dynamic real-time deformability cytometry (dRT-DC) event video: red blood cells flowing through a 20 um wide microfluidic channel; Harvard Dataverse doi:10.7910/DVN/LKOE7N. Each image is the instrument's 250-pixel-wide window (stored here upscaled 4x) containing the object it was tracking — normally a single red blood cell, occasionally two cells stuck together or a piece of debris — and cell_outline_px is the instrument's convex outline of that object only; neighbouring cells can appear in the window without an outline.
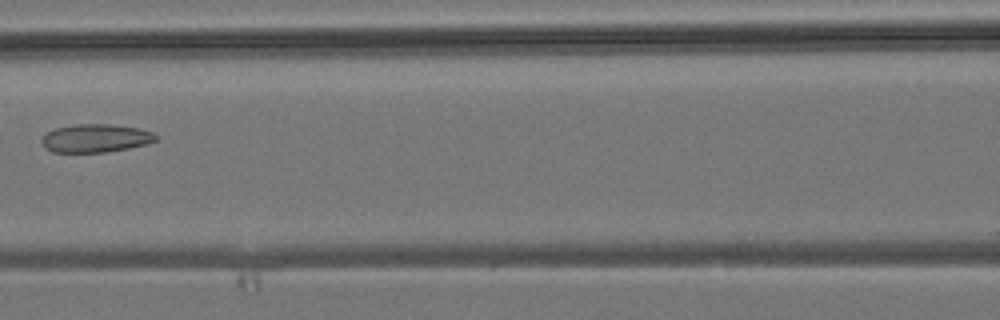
{"species": "common noctule bat (a hibernating species)", "species_latin": "Nyctalus noctula", "temperature_condition": "room temperature", "stored_images_in_passage": 6, "camera_frame_rate_fps": 3000, "um_per_image_px": 0.085, "animal": {"sex": "male", "body_mass_g": 19.2, "forearm_length_mm": 51.8}, "frame": {"image": 1, "passage_image": 5, "time_ms": 5.333, "image_size_px": [1000, 320], "cell_outline_px": [[156, 140], [144, 144], [128, 148], [104, 152], [52, 152], [44, 148], [40, 140], [48, 132], [56, 128], [76, 124], [108, 124], [140, 128], [152, 132], [156, 136]], "centroid_in_image_um": [8.09, 11.75], "position_along_channel_um": 158.5, "area_um2": 18.61}}
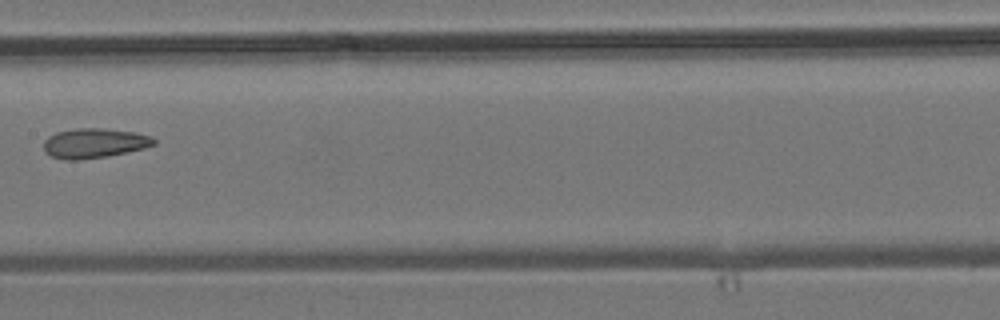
{"frame": {"image": 2, "passage_image": 6, "time_ms": 6.333, "image_size_px": [1000, 320], "cell_outline_px": [[156, 144], [144, 148], [108, 156], [76, 160], [68, 160], [52, 156], [44, 152], [44, 140], [48, 136], [56, 132], [76, 128], [104, 128], [136, 132], [152, 136], [156, 140]], "centroid_in_image_um": [8.02, 12.16], "position_along_channel_um": 199.4, "area_um2": 19.19}}